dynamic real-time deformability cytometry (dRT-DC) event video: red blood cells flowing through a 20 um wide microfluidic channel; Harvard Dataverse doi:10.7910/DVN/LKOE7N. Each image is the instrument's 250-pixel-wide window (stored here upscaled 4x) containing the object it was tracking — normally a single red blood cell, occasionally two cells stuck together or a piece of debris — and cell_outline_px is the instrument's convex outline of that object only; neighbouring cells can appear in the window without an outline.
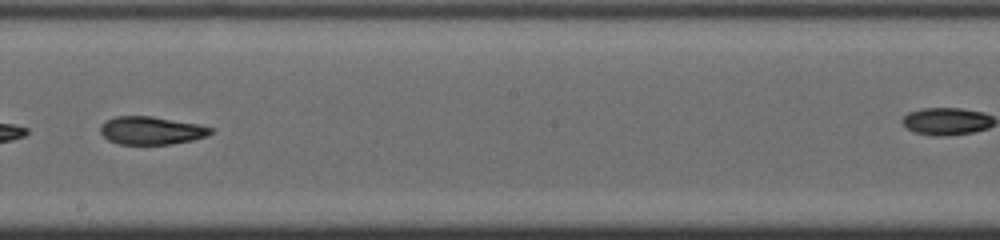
{"species": "common noctule bat (a hibernating species)", "species_latin": "Nyctalus noctula", "temperature_condition": "cold", "stored_images_in_passage": 30, "camera_frame_rate_fps": 3000, "um_per_image_px": 0.085, "animal": {"sex": "male", "body_mass_g": 19.0, "forearm_length_mm": 50.8}, "frame": {"image": 1, "passage_image": 18, "time_ms": 5.667, "image_size_px": [1000, 240], "cell_outline_px": [[212, 132], [208, 136], [192, 140], [172, 144], [120, 144], [108, 140], [100, 132], [100, 124], [116, 116], [152, 116], [200, 124], [212, 128]], "centroid_in_image_um": [12.87, 11.09], "position_along_channel_um": 235.3, "area_um2": 18.03}}